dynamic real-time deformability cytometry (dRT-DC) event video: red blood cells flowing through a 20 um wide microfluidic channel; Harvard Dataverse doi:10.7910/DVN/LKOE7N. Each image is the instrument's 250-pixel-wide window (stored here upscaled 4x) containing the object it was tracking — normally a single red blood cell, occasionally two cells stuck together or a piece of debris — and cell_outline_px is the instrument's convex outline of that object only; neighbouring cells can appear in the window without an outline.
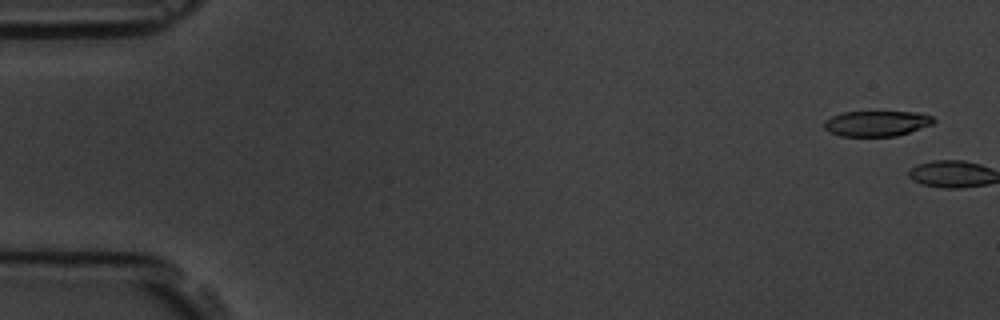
{"species": "common noctule bat (a hibernating species)", "species_latin": "Nyctalus noctula", "temperature_condition": "room temperature", "stored_images_in_passage": 6, "camera_frame_rate_fps": 3000, "um_per_image_px": 0.085, "animal": {"sex": "male", "body_mass_g": 19.5, "forearm_length_mm": 54.6}, "frame": {"image": 1, "passage_image": 1, "time_ms": 0.0, "image_size_px": [1000, 320], "cell_outline_px": [[936, 120], [932, 124], [896, 136], [840, 136], [828, 132], [824, 128], [824, 120], [832, 116], [844, 112], [916, 112], [932, 116]], "centroid_in_image_um": [74.48, 10.49], "position_along_channel_um": 10.5, "area_um2": 16.18}}
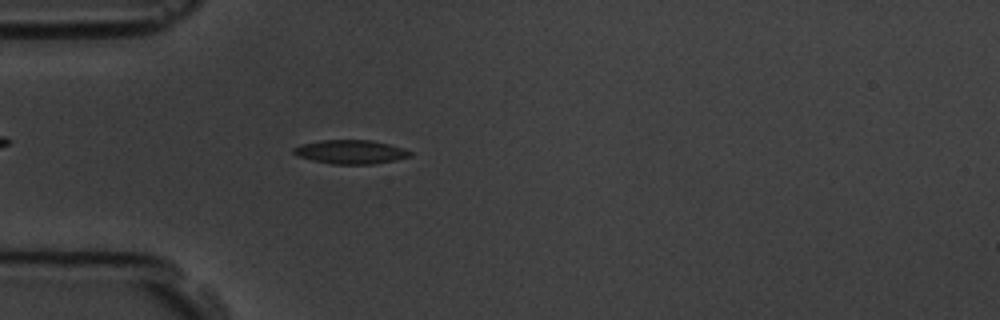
{"frame": {"image": 2, "passage_image": 6, "time_ms": 5.667, "image_size_px": [1000, 320], "cell_outline_px": [[412, 156], [396, 160], [372, 164], [332, 164], [312, 160], [296, 156], [292, 152], [292, 148], [300, 144], [324, 140], [372, 140], [404, 148], [412, 152]], "centroid_in_image_um": [29.79, 12.91], "position_along_channel_um": 55.2, "area_um2": 16.3}}